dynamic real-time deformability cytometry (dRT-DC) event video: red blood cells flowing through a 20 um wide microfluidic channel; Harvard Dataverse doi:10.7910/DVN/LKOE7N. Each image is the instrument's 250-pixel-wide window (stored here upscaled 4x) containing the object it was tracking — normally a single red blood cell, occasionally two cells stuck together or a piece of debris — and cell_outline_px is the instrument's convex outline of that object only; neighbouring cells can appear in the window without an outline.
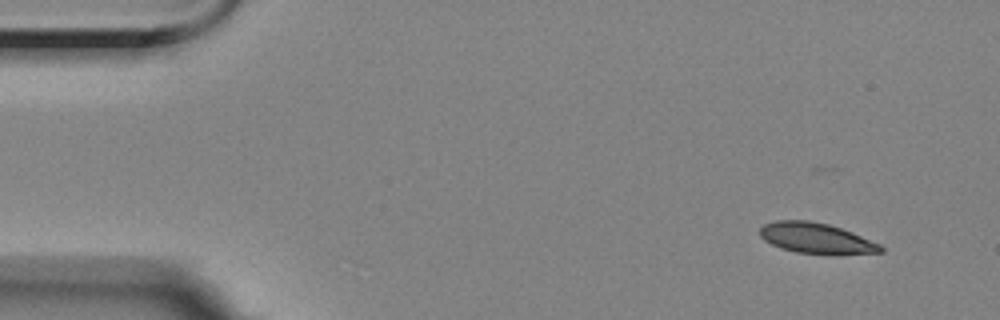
{"species": "Egyptian fruit bat (a non-hibernating species)", "species_latin": "Rousettus aegyptiacus", "temperature_condition": "room temperature", "stored_images_in_passage": 5, "camera_frame_rate_fps": 3000, "um_per_image_px": 0.085, "animal": {"sex": "female"}, "frame": {"image": 1, "passage_image": 1, "time_ms": 0.0, "image_size_px": [1000, 320], "cell_outline_px": [[884, 252], [796, 252], [780, 248], [764, 240], [760, 236], [760, 228], [764, 224], [776, 220], [808, 220], [828, 224], [852, 232], [880, 244], [884, 248]], "centroid_in_image_um": [69.3, 20.2], "position_along_channel_um": 15.7, "area_um2": 20.69}}
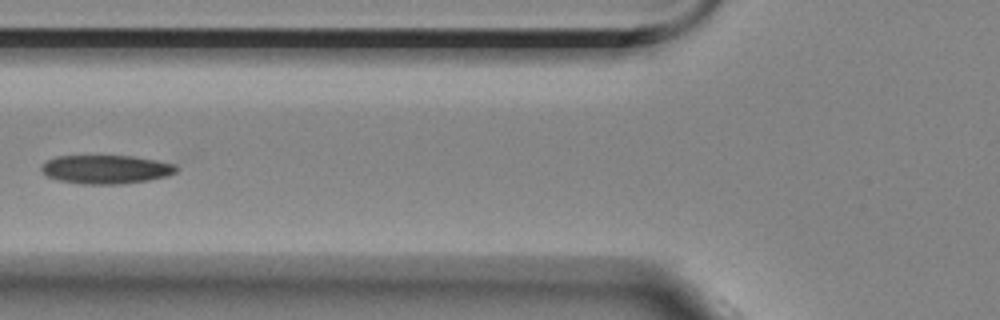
{"frame": {"image": 2, "passage_image": 5, "time_ms": 5.667, "image_size_px": [1000, 320], "cell_outline_px": [[180, 168], [176, 172], [168, 176], [148, 180], [120, 184], [84, 184], [56, 180], [40, 172], [40, 164], [56, 156], [132, 156], [156, 160], [176, 164]], "centroid_in_image_um": [9.0, 14.39], "position_along_channel_um": 116.8, "area_um2": 22.77}}